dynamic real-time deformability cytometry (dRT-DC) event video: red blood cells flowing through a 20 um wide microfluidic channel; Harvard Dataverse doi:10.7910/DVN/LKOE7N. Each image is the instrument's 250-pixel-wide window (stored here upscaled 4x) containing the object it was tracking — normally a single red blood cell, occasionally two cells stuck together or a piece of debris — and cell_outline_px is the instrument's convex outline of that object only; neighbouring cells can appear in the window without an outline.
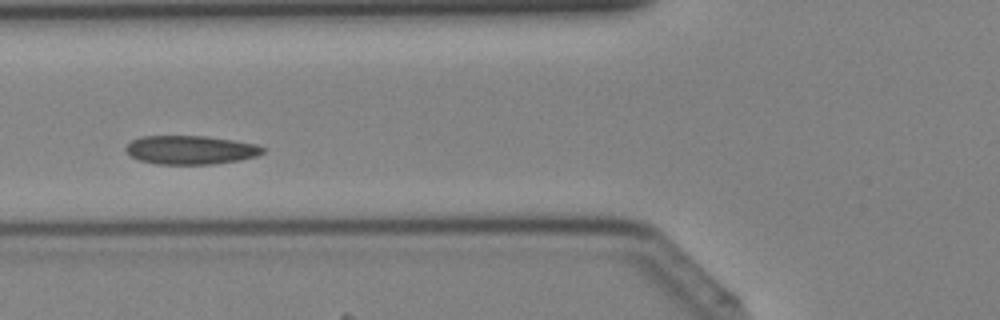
{"species": "Egyptian fruit bat (a non-hibernating species)", "species_latin": "Rousettus aegyptiacus", "temperature_condition": "cold", "stored_images_in_passage": 39, "camera_frame_rate_fps": 3000, "um_per_image_px": 0.085, "animal": {"sex": "female"}, "frame": {"image": 1, "passage_image": 13, "time_ms": 4.0, "image_size_px": [1000, 320], "cell_outline_px": [[264, 152], [256, 156], [240, 160], [212, 164], [156, 164], [140, 160], [128, 156], [124, 152], [124, 148], [132, 140], [140, 136], [208, 136], [256, 144], [264, 148]], "centroid_in_image_um": [16.15, 12.74], "position_along_channel_um": 109.7, "area_um2": 23.06}}
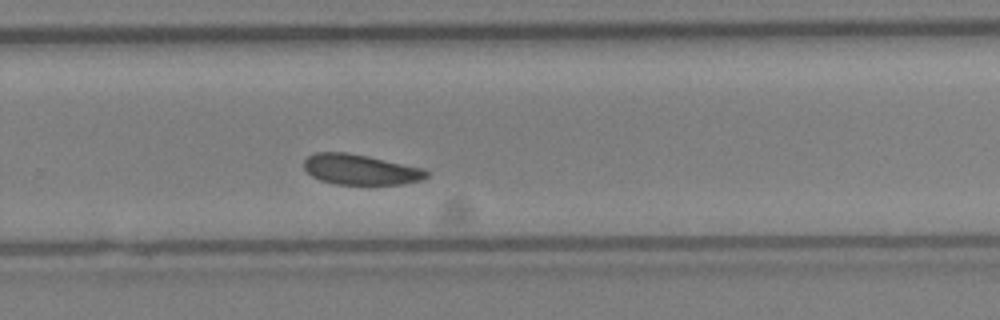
{"frame": {"image": 2, "passage_image": 25, "time_ms": 8.0, "image_size_px": [1000, 320], "cell_outline_px": [[428, 176], [424, 180], [404, 184], [336, 184], [320, 180], [312, 176], [304, 168], [304, 160], [308, 156], [316, 152], [348, 152], [368, 156], [424, 168], [428, 172]], "centroid_in_image_um": [30.66, 14.41], "position_along_channel_um": 299.1, "area_um2": 21.79}}
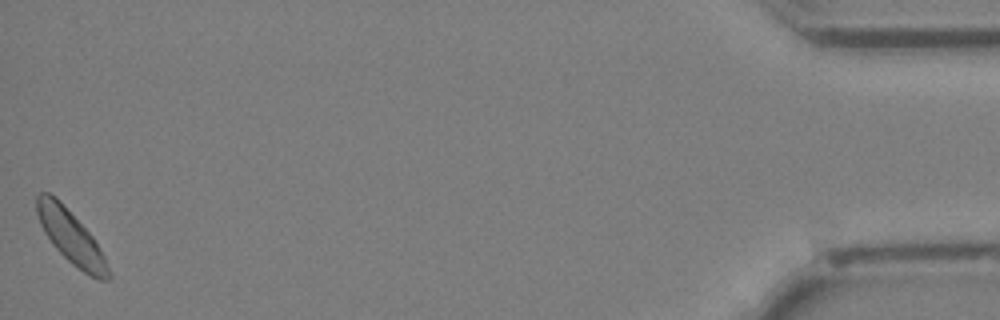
{"frame": {"image": 3, "passage_image": 39, "time_ms": 12.667, "image_size_px": [1000, 320], "cell_outline_px": [[112, 276], [108, 280], [96, 280], [72, 264], [52, 244], [44, 232], [40, 224], [36, 212], [36, 196], [40, 192], [48, 192], [60, 200], [92, 236], [104, 256]], "centroid_in_image_um": [6.02, 20.15], "position_along_channel_um": 429.2, "area_um2": 22.02}}